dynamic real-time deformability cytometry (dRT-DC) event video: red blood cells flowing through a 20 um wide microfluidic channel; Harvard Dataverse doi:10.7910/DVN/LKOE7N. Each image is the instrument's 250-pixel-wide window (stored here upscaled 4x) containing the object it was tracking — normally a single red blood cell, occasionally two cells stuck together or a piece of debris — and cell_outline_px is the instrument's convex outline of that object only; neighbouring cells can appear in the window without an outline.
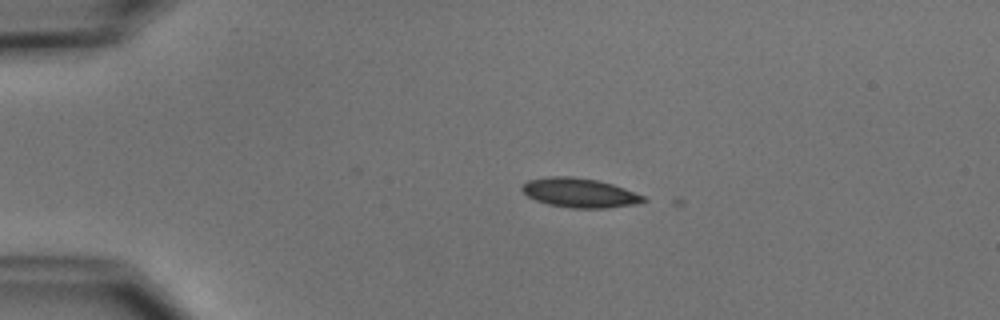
{"species": "common noctule bat (a hibernating species)", "species_latin": "Nyctalus noctula", "temperature_condition": "cold", "stored_images_in_passage": 5, "camera_frame_rate_fps": 3000, "um_per_image_px": 0.085, "animal": {"sex": "male", "body_mass_g": 15.6}, "frame": {"image": 1, "passage_image": 3, "time_ms": 0.667, "image_size_px": [1000, 320], "cell_outline_px": [[648, 200], [632, 204], [608, 208], [572, 208], [548, 204], [536, 200], [528, 196], [520, 188], [528, 180], [548, 176], [568, 176], [596, 180], [612, 184], [624, 188], [644, 196]], "centroid_in_image_um": [49.24, 16.39], "position_along_channel_um": 35.8, "area_um2": 20.52}}